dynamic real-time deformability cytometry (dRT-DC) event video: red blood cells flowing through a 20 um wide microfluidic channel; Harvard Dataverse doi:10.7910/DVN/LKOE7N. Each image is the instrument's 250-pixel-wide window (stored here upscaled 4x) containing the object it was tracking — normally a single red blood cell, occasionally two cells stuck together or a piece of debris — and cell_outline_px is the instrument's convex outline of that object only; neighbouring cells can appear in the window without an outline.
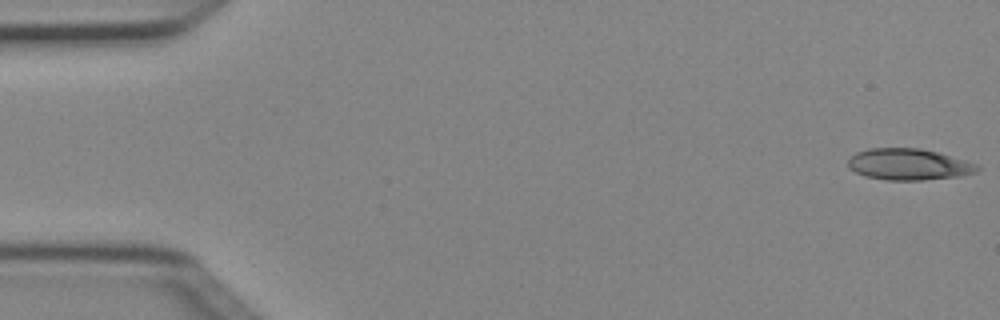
{"species": "Egyptian fruit bat (a non-hibernating species)", "species_latin": "Rousettus aegyptiacus", "temperature_condition": "cold", "stored_images_in_passage": 6, "camera_frame_rate_fps": 3000, "um_per_image_px": 0.085, "animal": {"sex": "female"}, "frame": {"image": 1, "passage_image": 1, "time_ms": 0.0, "image_size_px": [1000, 320], "cell_outline_px": [[980, 168], [976, 172], [960, 176], [924, 180], [884, 180], [864, 176], [848, 168], [848, 160], [856, 152], [868, 148], [920, 148], [936, 152], [964, 160], [976, 164]], "centroid_in_image_um": [77.2, 13.98], "position_along_channel_um": 7.8, "area_um2": 23.58}}
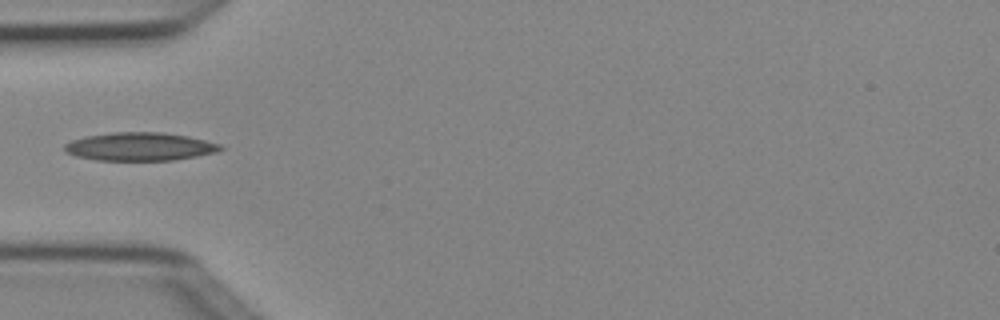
{"frame": {"image": 2, "passage_image": 5, "time_ms": 1.333, "image_size_px": [1000, 320], "cell_outline_px": [[224, 148], [216, 152], [196, 156], [172, 160], [96, 160], [76, 156], [64, 152], [64, 144], [72, 140], [88, 136], [112, 132], [160, 132], [188, 136], [220, 144]], "centroid_in_image_um": [11.86, 12.46], "position_along_channel_um": 73.1, "area_um2": 25.49}}
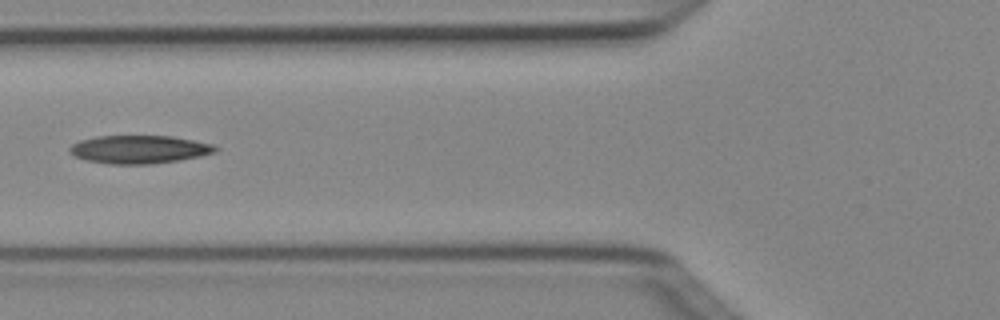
{"frame": {"image": 3, "passage_image": 6, "time_ms": 1.667, "image_size_px": [1000, 320], "cell_outline_px": [[220, 148], [216, 152], [200, 156], [180, 160], [152, 164], [108, 164], [88, 160], [76, 156], [68, 152], [68, 148], [72, 144], [80, 140], [96, 136], [172, 136], [216, 144]], "centroid_in_image_um": [11.88, 12.69], "position_along_channel_um": 113.9, "area_um2": 24.1}}